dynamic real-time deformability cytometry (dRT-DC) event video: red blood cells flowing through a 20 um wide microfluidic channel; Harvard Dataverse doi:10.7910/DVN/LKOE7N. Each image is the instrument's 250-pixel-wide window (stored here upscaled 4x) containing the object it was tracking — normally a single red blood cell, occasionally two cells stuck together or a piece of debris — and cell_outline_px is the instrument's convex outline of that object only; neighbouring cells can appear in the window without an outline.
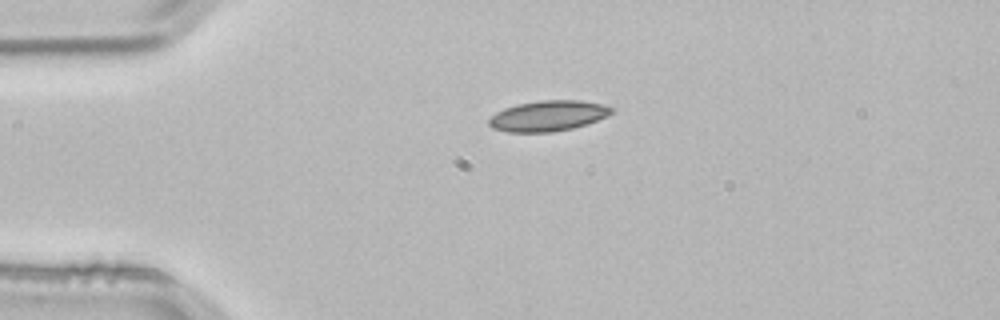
{"species": "common noctule bat (a hibernating species)", "species_latin": "Nyctalus noctula", "temperature_condition": "room temperature", "stored_images_in_passage": 2, "camera_frame_rate_fps": 3000, "um_per_image_px": 0.085, "animal": {"sex": "male", "body_mass_g": 21.5, "forearm_length_mm": 52.0}, "frame": {"image": 1, "passage_image": 1, "time_ms": 0.0, "image_size_px": [1000, 320], "cell_outline_px": [[616, 108], [608, 116], [572, 128], [552, 132], [508, 132], [492, 128], [488, 124], [488, 120], [496, 112], [504, 108], [516, 104], [540, 100], [580, 100], [600, 104]], "centroid_in_image_um": [46.56, 9.84], "position_along_channel_um": 38.4, "area_um2": 21.79}}
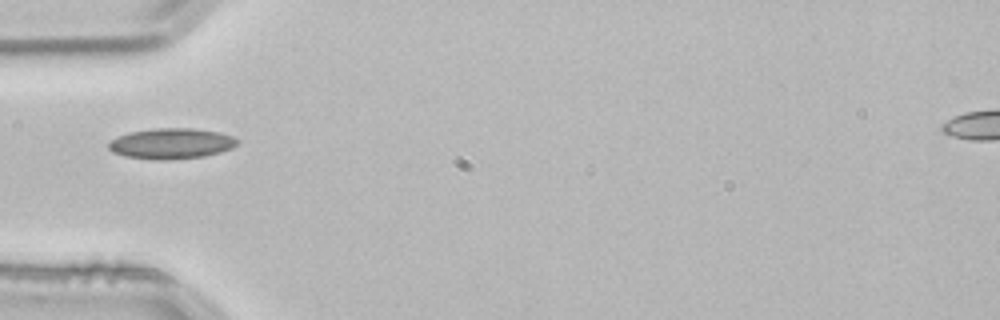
{"frame": {"image": 2, "passage_image": 2, "time_ms": 0.333, "image_size_px": [1000, 320], "cell_outline_px": [[240, 140], [232, 148], [220, 152], [204, 156], [168, 160], [156, 160], [124, 156], [112, 152], [108, 148], [108, 144], [116, 136], [128, 132], [156, 128], [192, 128], [220, 132], [232, 136]], "centroid_in_image_um": [14.55, 12.2], "position_along_channel_um": 70.5, "area_um2": 23.12}}